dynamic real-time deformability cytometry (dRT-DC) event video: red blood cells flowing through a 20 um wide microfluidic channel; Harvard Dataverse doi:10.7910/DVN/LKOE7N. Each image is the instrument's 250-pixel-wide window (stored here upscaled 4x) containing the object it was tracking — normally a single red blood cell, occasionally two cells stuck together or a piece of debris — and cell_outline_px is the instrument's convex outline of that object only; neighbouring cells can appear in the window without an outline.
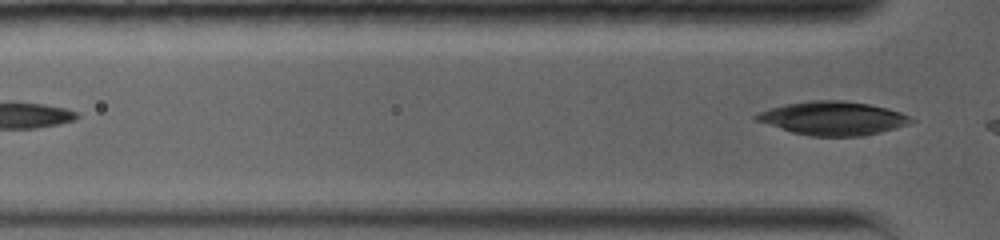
{"species": "common noctule bat (a hibernating species)", "species_latin": "Nyctalus noctula", "temperature_condition": "warm", "stored_images_in_passage": 2, "segment_of_instrument_passage": [2, 2], "camera_frame_rate_fps": 5000, "um_per_image_px": 0.085, "animal": {"sex": "female", "body_mass_g": 19.0, "forearm_length_mm": 56.7}, "frame": {"image": 1, "passage_image": 2, "time_ms": 1.2, "image_size_px": [1000, 240], "cell_outline_px": [[916, 120], [908, 124], [896, 128], [880, 132], [860, 136], [808, 136], [792, 132], [752, 120], [752, 116], [768, 108], [808, 100], [844, 100], [868, 104], [888, 108], [900, 112]], "centroid_in_image_um": [70.76, 10.05], "position_along_channel_um": 55.0, "area_um2": 30.4}}